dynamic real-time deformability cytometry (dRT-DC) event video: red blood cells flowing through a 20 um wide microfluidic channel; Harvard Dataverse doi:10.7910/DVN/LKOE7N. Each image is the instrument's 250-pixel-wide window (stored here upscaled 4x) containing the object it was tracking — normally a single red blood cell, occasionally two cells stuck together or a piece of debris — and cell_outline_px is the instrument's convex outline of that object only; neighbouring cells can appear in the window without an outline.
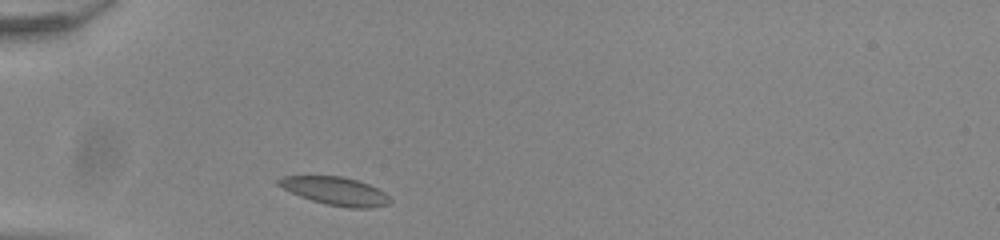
{"species": "common noctule bat (a hibernating species)", "species_latin": "Nyctalus noctula", "temperature_condition": "room temperature", "stored_images_in_passage": 30, "camera_frame_rate_fps": 3000, "um_per_image_px": 0.085, "animal": {"sex": "male", "body_mass_g": 20.0, "forearm_length_mm": 53.3}, "frame": {"image": 1, "passage_image": 1, "time_ms": 0.0, "image_size_px": [1000, 240], "cell_outline_px": [[392, 200], [388, 204], [368, 208], [352, 208], [328, 204], [312, 200], [300, 196], [276, 184], [276, 180], [280, 176], [340, 176], [356, 180], [368, 184], [384, 192]], "centroid_in_image_um": [28.49, 16.23], "position_along_channel_um": 56.5, "area_um2": 17.98}}
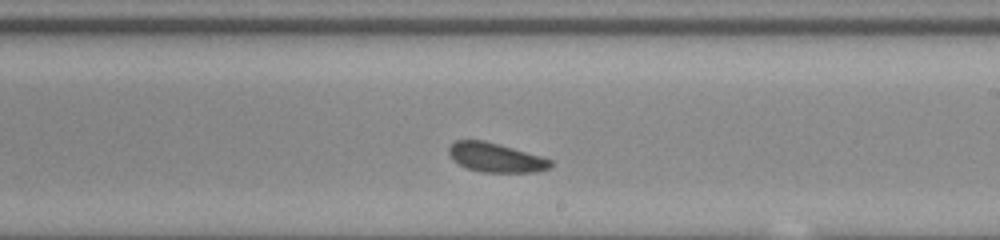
{"frame": {"image": 2, "passage_image": 17, "time_ms": 5.333, "image_size_px": [1000, 240], "cell_outline_px": [[552, 164], [548, 168], [536, 172], [480, 172], [468, 168], [452, 160], [448, 152], [448, 148], [456, 140], [484, 140], [540, 156], [552, 160]], "centroid_in_image_um": [42.1, 13.39], "position_along_channel_um": 246.9, "area_um2": 17.11}}
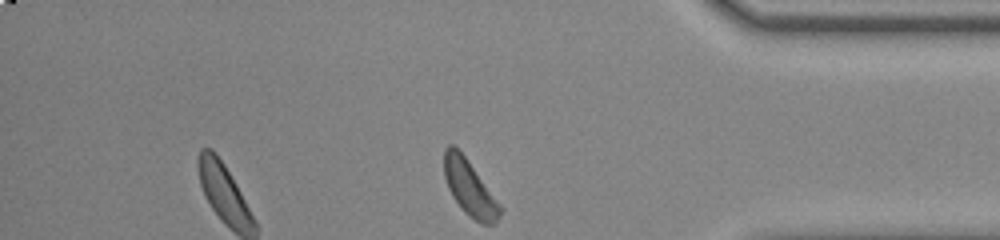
{"frame": {"image": 3, "passage_image": 30, "time_ms": 9.667, "image_size_px": [1000, 240], "cell_outline_px": [[504, 208], [500, 216], [492, 224], [484, 224], [468, 216], [460, 208], [452, 196], [448, 188], [444, 176], [444, 148], [448, 144], [452, 144], [464, 156]], "centroid_in_image_um": [39.92, 16.0], "position_along_channel_um": 395.3, "area_um2": 17.98}, "authors_computed_cell_mechanics": {"area_um2": 17.6868, "velocity_mm_per_s": 3.836, "shape_relaxation_time_tau1_ms": 1.8816, "shape_relaxation_time_tau2_ms": 2.4992, "deformation_change_tau1": 0.0669, "deformation_change_tau2": 0.0996}}